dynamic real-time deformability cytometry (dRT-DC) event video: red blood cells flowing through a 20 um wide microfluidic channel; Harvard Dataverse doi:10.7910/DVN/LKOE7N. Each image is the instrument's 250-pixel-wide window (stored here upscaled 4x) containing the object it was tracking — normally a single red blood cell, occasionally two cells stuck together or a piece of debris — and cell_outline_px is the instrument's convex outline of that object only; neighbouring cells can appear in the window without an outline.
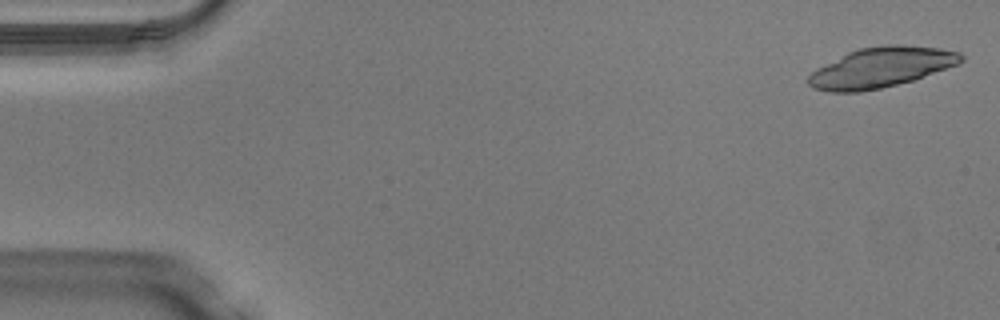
{"species": "Egyptian fruit bat (a non-hibernating species)", "species_latin": "Rousettus aegyptiacus", "temperature_condition": "warm", "stored_images_in_passage": 35, "camera_frame_rate_fps": 3000, "um_per_image_px": 0.085, "animal": {"sex": "male"}, "frame": {"image": 1, "passage_image": 1, "time_ms": 0.0, "image_size_px": [1000, 320], "cell_outline_px": [[964, 60], [960, 64], [912, 80], [880, 88], [860, 92], [828, 92], [812, 88], [808, 84], [808, 76], [816, 68], [848, 52], [860, 48], [884, 44], [900, 44], [940, 48], [960, 52], [964, 56]], "centroid_in_image_um": [74.9, 5.72], "position_along_channel_um": 10.1, "area_um2": 35.84}}